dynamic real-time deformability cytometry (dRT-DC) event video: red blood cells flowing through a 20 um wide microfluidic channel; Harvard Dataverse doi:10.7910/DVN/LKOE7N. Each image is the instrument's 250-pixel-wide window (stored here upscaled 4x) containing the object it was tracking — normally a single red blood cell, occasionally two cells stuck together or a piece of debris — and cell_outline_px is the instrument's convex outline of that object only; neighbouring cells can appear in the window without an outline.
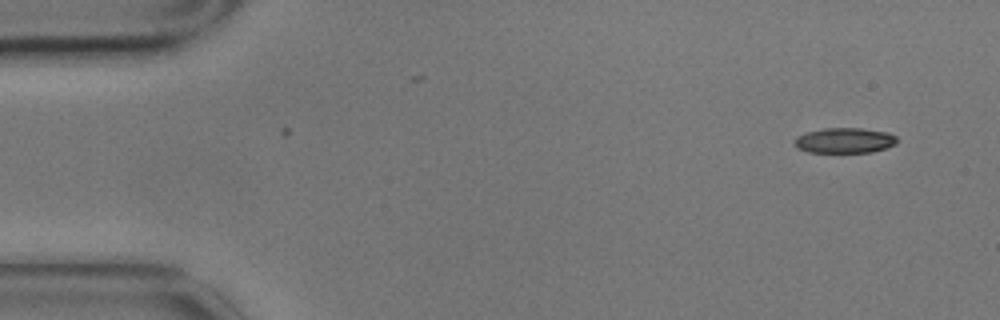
{"species": "common noctule bat (a hibernating species)", "species_latin": "Nyctalus noctula", "temperature_condition": "cold", "stored_images_in_passage": 3, "camera_frame_rate_fps": 3000, "um_per_image_px": 0.085, "animal": {"sex": "male", "body_mass_g": 17.9}, "frame": {"image": 1, "passage_image": 3, "time_ms": 0.667, "image_size_px": [1000, 320], "cell_outline_px": [[896, 144], [872, 152], [808, 152], [796, 148], [792, 144], [792, 140], [796, 136], [808, 132], [824, 128], [860, 128], [888, 132], [896, 136]], "centroid_in_image_um": [71.73, 11.94], "position_along_channel_um": 13.3, "area_um2": 15.2}}